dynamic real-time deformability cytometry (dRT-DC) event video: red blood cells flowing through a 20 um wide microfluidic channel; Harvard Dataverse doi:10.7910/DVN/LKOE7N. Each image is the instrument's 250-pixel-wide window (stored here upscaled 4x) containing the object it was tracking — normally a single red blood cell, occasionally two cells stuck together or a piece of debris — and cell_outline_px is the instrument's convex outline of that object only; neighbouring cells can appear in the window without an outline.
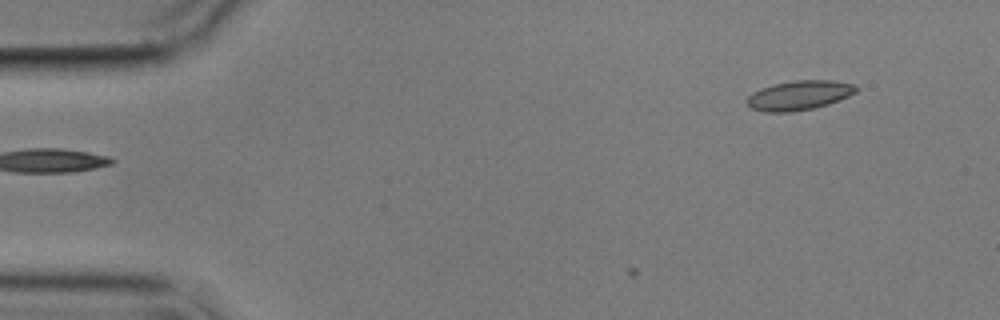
{"species": "common noctule bat (a hibernating species)", "species_latin": "Nyctalus noctula", "temperature_condition": "cold", "stored_images_in_passage": 4, "camera_frame_rate_fps": 3000, "um_per_image_px": 0.085, "animal": {"sex": "male", "body_mass_g": 17.9}, "frame": {"image": 1, "passage_image": 1, "time_ms": 0.0, "image_size_px": [1000, 320], "cell_outline_px": [[860, 88], [856, 92], [848, 96], [828, 104], [812, 108], [792, 112], [764, 112], [752, 108], [744, 100], [752, 92], [760, 88], [772, 84], [796, 80], [832, 80], [856, 84]], "centroid_in_image_um": [67.92, 8.09], "position_along_channel_um": 17.1, "area_um2": 18.9}}
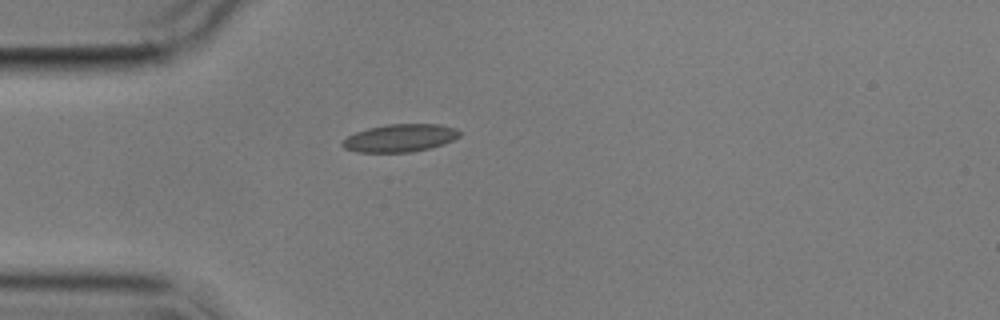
{"frame": {"image": 2, "passage_image": 3, "time_ms": 3.333, "image_size_px": [1000, 320], "cell_outline_px": [[460, 136], [444, 144], [432, 148], [412, 152], [356, 152], [344, 148], [340, 144], [348, 136], [356, 132], [368, 128], [388, 124], [440, 124], [456, 128], [460, 132]], "centroid_in_image_um": [34.02, 11.73], "position_along_channel_um": 51.0, "area_um2": 19.02}}